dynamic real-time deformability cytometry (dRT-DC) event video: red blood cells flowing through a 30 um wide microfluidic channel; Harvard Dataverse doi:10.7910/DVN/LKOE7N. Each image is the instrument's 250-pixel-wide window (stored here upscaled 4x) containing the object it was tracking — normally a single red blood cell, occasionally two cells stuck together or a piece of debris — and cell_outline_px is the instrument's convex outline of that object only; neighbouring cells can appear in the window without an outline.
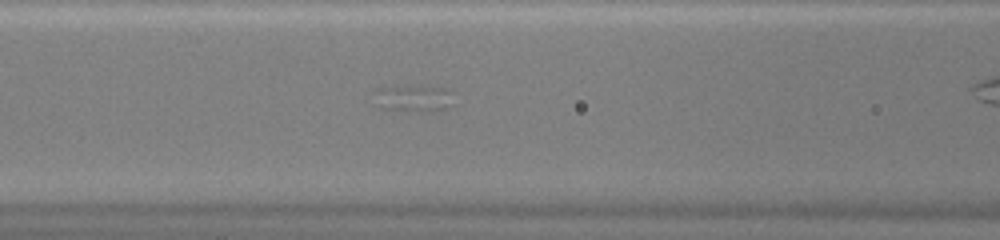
{"species": "common noctule bat (a hibernating species)", "species_latin": "Nyctalus noctula", "temperature_condition": "warm", "stored_images_in_passage": 26, "camera_frame_rate_fps": 3000, "um_per_image_px": 0.085, "animal": {"sex": "female", "body_mass_g": 20.0, "forearm_length_mm": 54.0}, "frame": {"image": 1, "passage_image": 22, "time_ms": 7.0, "image_size_px": [1000, 240], "cell_outline_px": [[452, 104], [448, 108], [388, 108], [376, 88], [420, 84], [448, 88], [452, 92]], "centroid_in_image_um": [35.39, 8.22], "position_along_channel_um": 131.2, "area_um2": 11.04}}